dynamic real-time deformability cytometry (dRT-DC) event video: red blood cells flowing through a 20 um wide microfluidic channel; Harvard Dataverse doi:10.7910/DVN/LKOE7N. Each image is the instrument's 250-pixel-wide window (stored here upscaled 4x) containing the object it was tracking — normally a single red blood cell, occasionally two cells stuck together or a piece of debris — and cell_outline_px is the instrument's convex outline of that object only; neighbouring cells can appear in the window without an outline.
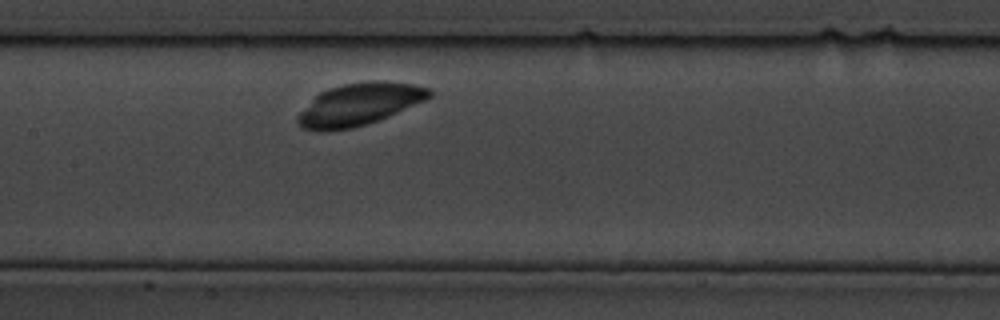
{"species": "common noctule bat (a hibernating species)", "species_latin": "Nyctalus noctula", "temperature_condition": "cold", "stored_images_in_passage": 64, "segment_of_instrument_passage": [2, 2], "camera_frame_rate_fps": 3000, "um_per_image_px": 0.085, "animal": {"sex": "male", "body_mass_g": 19.5, "forearm_length_mm": 54.6}, "frame": {"image": 1, "passage_image": 26, "time_ms": 8.333, "image_size_px": [1000, 320], "cell_outline_px": [[432, 96], [424, 100], [388, 116], [352, 128], [300, 128], [296, 120], [296, 116], [320, 92], [328, 88], [344, 84], [372, 80], [384, 80], [412, 84], [432, 88]], "centroid_in_image_um": [30.59, 8.81], "position_along_channel_um": 176.8, "area_um2": 31.44}}